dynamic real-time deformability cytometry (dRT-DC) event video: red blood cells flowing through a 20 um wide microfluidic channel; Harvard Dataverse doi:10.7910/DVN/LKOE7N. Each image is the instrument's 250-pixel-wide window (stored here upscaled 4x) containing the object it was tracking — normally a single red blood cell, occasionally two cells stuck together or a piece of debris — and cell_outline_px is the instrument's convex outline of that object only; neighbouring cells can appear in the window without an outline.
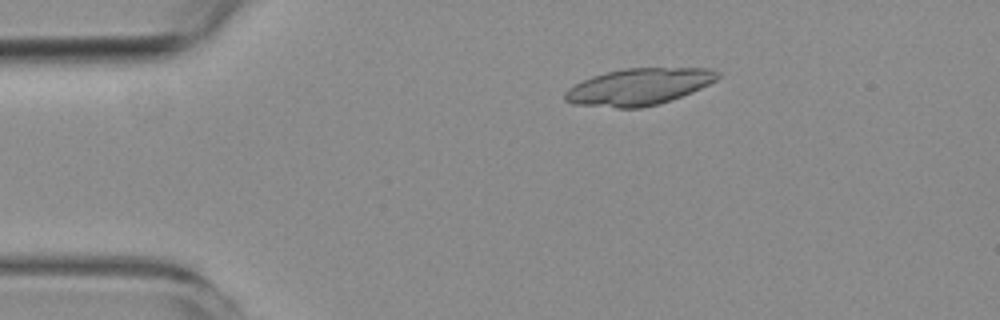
{"species": "common noctule bat (a hibernating species)", "species_latin": "Nyctalus noctula", "temperature_condition": "room temperature", "stored_images_in_passage": 6, "camera_frame_rate_fps": 3000, "um_per_image_px": 0.085, "animal": {"sex": "female", "body_mass_g": 19.3, "forearm_length_mm": 54.1}, "frame": {"image": 1, "passage_image": 1, "time_ms": 0.0, "image_size_px": [1000, 320], "cell_outline_px": [[720, 76], [716, 80], [692, 92], [660, 104], [640, 108], [616, 108], [572, 104], [564, 100], [564, 92], [568, 88], [592, 76], [604, 72], [624, 68], [712, 68], [720, 72]], "centroid_in_image_um": [54.29, 7.37], "position_along_channel_um": 30.7, "area_um2": 32.83}}